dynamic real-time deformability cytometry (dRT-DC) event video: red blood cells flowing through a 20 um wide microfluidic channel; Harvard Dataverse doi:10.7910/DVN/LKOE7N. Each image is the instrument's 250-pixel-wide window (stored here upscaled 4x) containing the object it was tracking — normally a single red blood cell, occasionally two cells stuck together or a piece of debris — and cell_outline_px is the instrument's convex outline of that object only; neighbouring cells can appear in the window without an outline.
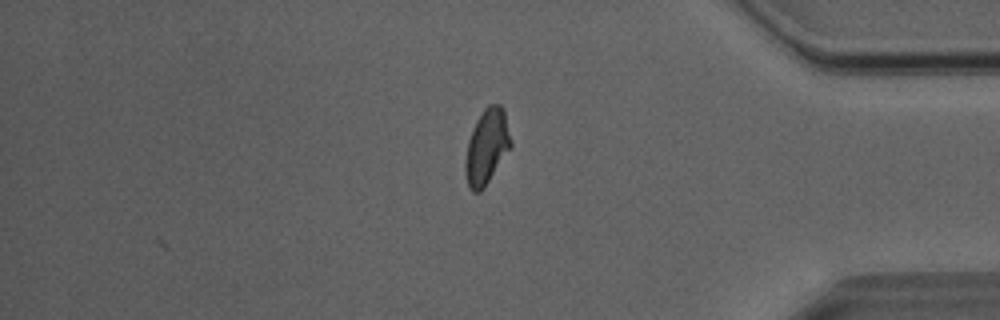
{"species": "Egyptian fruit bat (a non-hibernating species)", "species_latin": "Rousettus aegyptiacus", "temperature_condition": "room temperature", "stored_images_in_passage": 34, "camera_frame_rate_fps": 3000, "um_per_image_px": 0.085, "animal": {"sex": "male"}, "frame": {"image": 1, "passage_image": 34, "time_ms": 11.0, "image_size_px": [1000, 320], "cell_outline_px": [[512, 144], [484, 188], [480, 192], [472, 192], [468, 188], [464, 172], [464, 164], [468, 140], [472, 128], [476, 120], [484, 108], [488, 104], [500, 104], [504, 108], [512, 140]], "centroid_in_image_um": [41.36, 12.46], "position_along_channel_um": 393.8, "area_um2": 20.11}, "authors_computed_cell_mechanics": {"area_um2": 19.7965, "velocity_mm_per_s": 4.06, "shape_relaxation_time_tau1_ms": 6.7827, "shape_relaxation_time_tau2_ms": 1.6964, "deformation_change_tau1": 0.1565, "deformation_change_tau2": 0.0772}}